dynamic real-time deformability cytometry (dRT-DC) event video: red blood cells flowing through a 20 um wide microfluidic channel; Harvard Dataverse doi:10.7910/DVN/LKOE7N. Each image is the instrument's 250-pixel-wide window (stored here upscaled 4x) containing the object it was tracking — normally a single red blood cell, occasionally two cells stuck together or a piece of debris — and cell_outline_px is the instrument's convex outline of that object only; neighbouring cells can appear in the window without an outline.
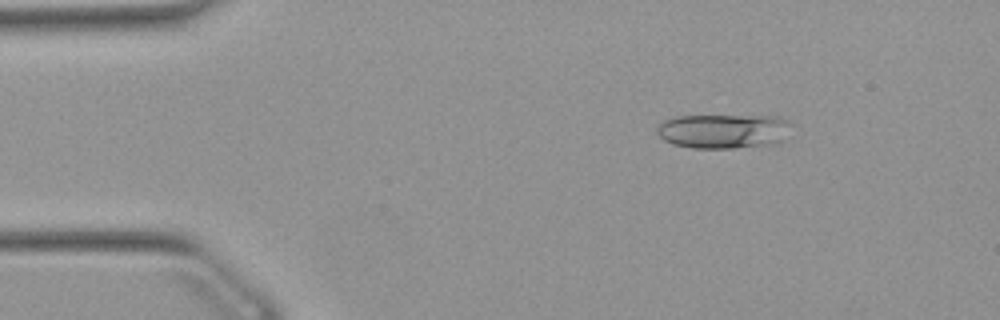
{"species": "Egyptian fruit bat (a non-hibernating species)", "species_latin": "Rousettus aegyptiacus", "temperature_condition": "warm", "stored_images_in_passage": 9, "camera_frame_rate_fps": 3000, "um_per_image_px": 0.085, "animal": {"sex": "female"}, "frame": {"image": 1, "passage_image": 4, "time_ms": 1.0, "image_size_px": [1000, 320], "cell_outline_px": [[792, 124], [784, 140], [776, 144], [732, 148], [692, 148], [672, 144], [664, 140], [656, 132], [656, 128], [664, 120], [676, 116], [780, 116], [788, 120]], "centroid_in_image_um": [61.53, 11.14], "position_along_channel_um": 23.5, "area_um2": 27.28}}